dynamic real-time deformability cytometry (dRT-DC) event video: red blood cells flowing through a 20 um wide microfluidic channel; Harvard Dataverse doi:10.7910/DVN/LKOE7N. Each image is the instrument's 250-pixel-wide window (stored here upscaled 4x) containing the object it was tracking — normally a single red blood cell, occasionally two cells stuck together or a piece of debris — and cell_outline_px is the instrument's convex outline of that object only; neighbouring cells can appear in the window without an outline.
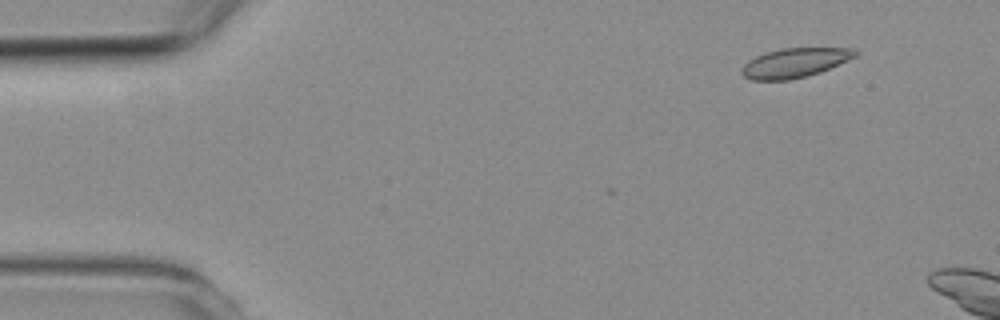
{"species": "common noctule bat (a hibernating species)", "species_latin": "Nyctalus noctula", "temperature_condition": "room temperature", "stored_images_in_passage": 7, "camera_frame_rate_fps": 3000, "um_per_image_px": 0.085, "animal": {"sex": "female", "body_mass_g": 19.3, "forearm_length_mm": 54.1}, "frame": {"image": 1, "passage_image": 2, "time_ms": 1.333, "image_size_px": [1000, 320], "cell_outline_px": [[860, 52], [856, 56], [848, 60], [820, 72], [808, 76], [788, 80], [752, 80], [744, 76], [740, 72], [740, 68], [748, 60], [756, 56], [780, 48], [856, 48]], "centroid_in_image_um": [67.56, 5.34], "position_along_channel_um": 17.4, "area_um2": 19.54}}
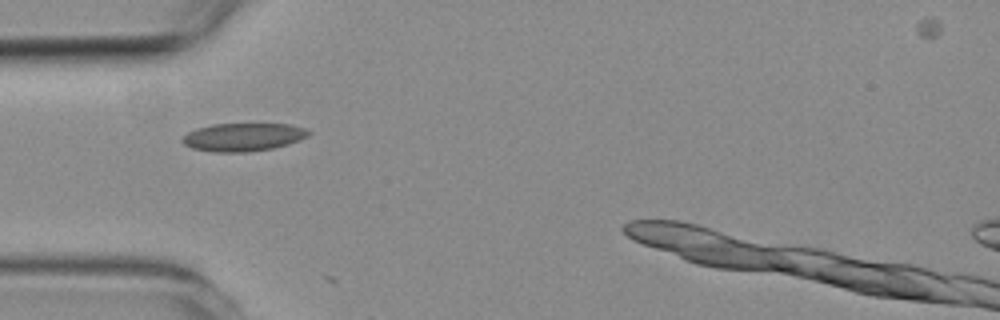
{"frame": {"image": 2, "passage_image": 5, "time_ms": 5.0, "image_size_px": [1000, 320], "cell_outline_px": [[312, 132], [308, 136], [288, 144], [272, 148], [248, 152], [212, 152], [192, 148], [184, 144], [180, 140], [188, 132], [212, 124], [288, 124], [304, 128]], "centroid_in_image_um": [20.66, 11.66], "position_along_channel_um": 64.3, "area_um2": 20.52}}